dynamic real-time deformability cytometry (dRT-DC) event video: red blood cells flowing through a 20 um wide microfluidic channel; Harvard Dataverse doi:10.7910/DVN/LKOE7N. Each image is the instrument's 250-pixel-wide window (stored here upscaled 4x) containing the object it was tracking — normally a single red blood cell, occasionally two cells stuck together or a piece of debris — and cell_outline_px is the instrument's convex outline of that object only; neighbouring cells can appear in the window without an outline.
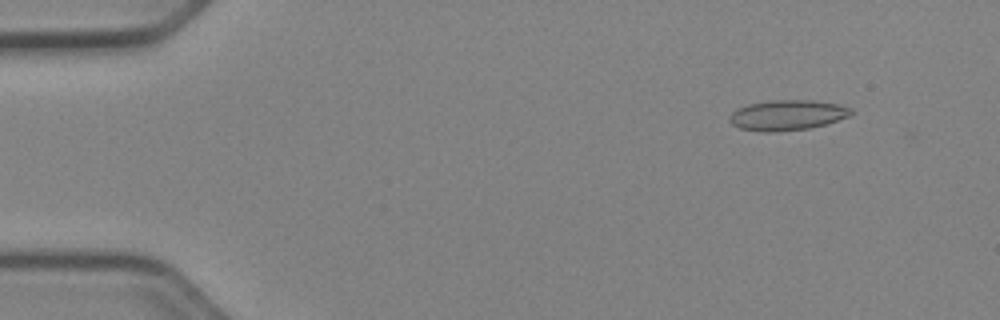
{"species": "Egyptian fruit bat (a non-hibernating species)", "species_latin": "Rousettus aegyptiacus", "temperature_condition": "cold", "stored_images_in_passage": 52, "camera_frame_rate_fps": 3000, "um_per_image_px": 0.085, "animal": {"sex": "female"}, "frame": {"image": 1, "passage_image": 6, "time_ms": 1.667, "image_size_px": [1000, 320], "cell_outline_px": [[852, 112], [848, 116], [824, 124], [808, 128], [776, 132], [760, 132], [740, 128], [732, 124], [728, 120], [728, 116], [736, 108], [748, 104], [768, 100], [812, 100], [836, 104], [852, 108]], "centroid_in_image_um": [66.84, 9.78], "position_along_channel_um": 18.2, "area_um2": 21.44}}
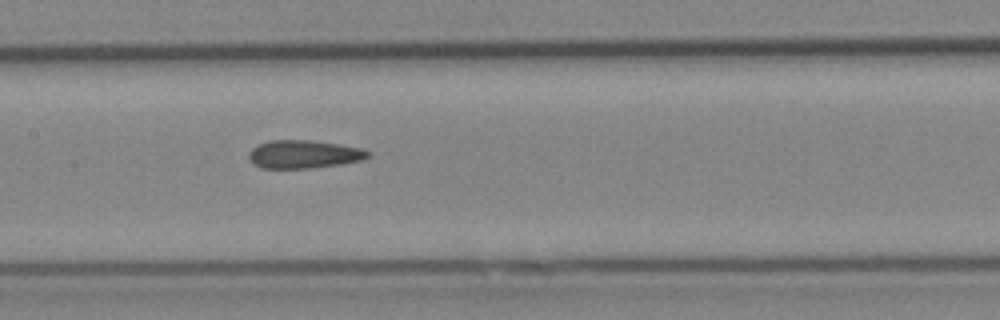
{"frame": {"image": 2, "passage_image": 26, "time_ms": 8.333, "image_size_px": [1000, 320], "cell_outline_px": [[372, 152], [368, 156], [360, 160], [340, 164], [308, 168], [260, 168], [252, 164], [248, 156], [248, 152], [252, 148], [268, 140], [312, 140], [360, 148]], "centroid_in_image_um": [25.76, 13.11], "position_along_channel_um": 181.6, "area_um2": 19.42}}
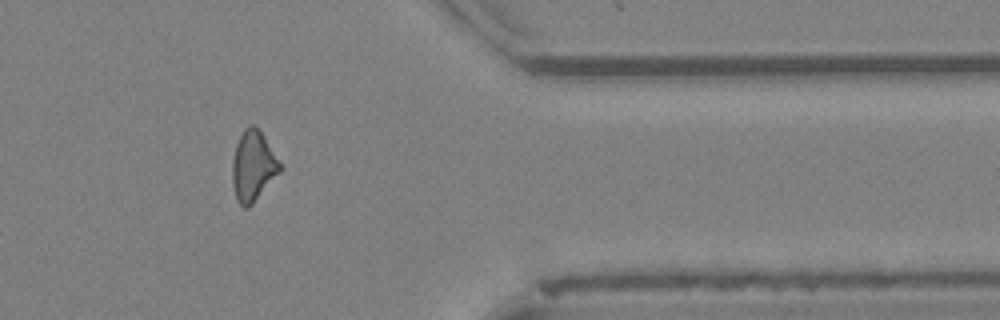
{"frame": {"image": 3, "passage_image": 43, "time_ms": 14.0, "image_size_px": [1000, 320], "cell_outline_px": [[284, 168], [252, 204], [248, 208], [244, 208], [236, 200], [232, 184], [232, 160], [236, 144], [244, 128], [248, 124], [252, 124], [260, 132]], "centroid_in_image_um": [21.5, 14.14], "position_along_channel_um": 389.9, "area_um2": 19.42}, "authors_computed_cell_mechanics": {"area_um2": 19.6809, "velocity_mm_per_s": 3.9768, "shape_relaxation_time_tau1_ms": null, "shape_relaxation_time_tau2_ms": 4.0677, "deformation_change_tau1": null, "deformation_change_tau2": 0.1214}}